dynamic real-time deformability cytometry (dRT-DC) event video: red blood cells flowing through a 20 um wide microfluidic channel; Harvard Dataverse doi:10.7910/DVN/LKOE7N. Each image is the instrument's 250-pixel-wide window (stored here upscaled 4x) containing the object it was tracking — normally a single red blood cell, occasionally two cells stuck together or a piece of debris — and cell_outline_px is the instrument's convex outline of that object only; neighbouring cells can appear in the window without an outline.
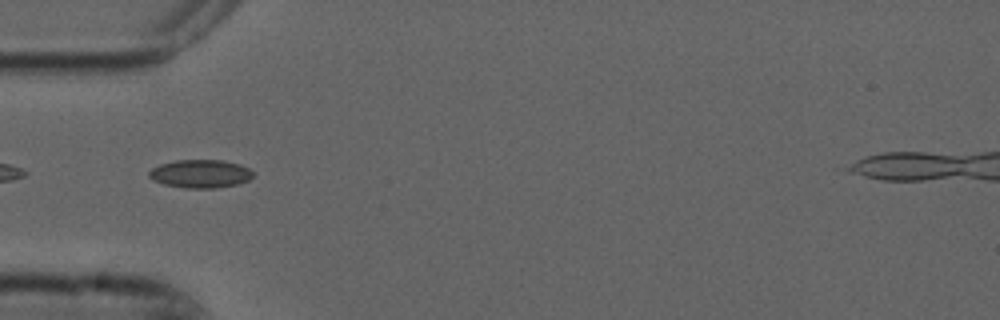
{"species": "common noctule bat (a hibernating species)", "species_latin": "Nyctalus noctula", "temperature_condition": "cold", "stored_images_in_passage": 10, "camera_frame_rate_fps": 3000, "um_per_image_px": 0.085, "animal": {"sex": "male", "forearm_length_mm": 52.5}, "frame": {"image": 1, "passage_image": 4, "time_ms": 1.0, "image_size_px": [1000, 320], "cell_outline_px": [[252, 176], [248, 180], [236, 184], [216, 188], [188, 188], [164, 184], [148, 176], [148, 172], [152, 168], [160, 164], [176, 160], [224, 160], [240, 164], [248, 168], [252, 172]], "centroid_in_image_um": [17.03, 14.76], "position_along_channel_um": 68.0, "area_um2": 16.94}}
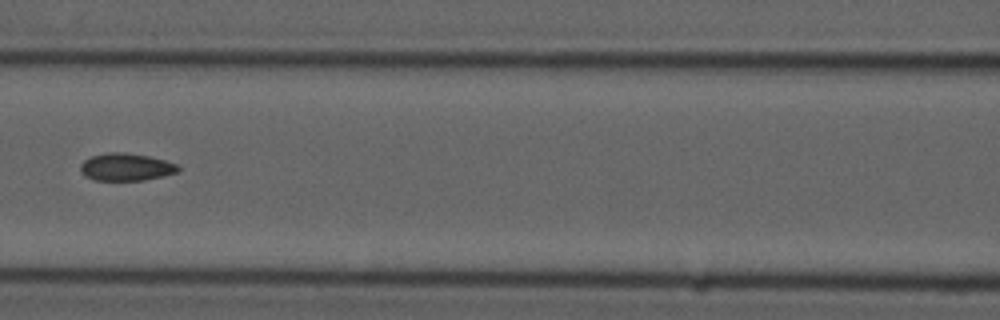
{"frame": {"image": 2, "passage_image": 6, "time_ms": 1.667, "image_size_px": [1000, 320], "cell_outline_px": [[180, 168], [176, 172], [144, 180], [96, 180], [84, 176], [80, 172], [80, 164], [84, 160], [92, 156], [108, 152], [124, 152], [148, 156], [164, 160], [176, 164]], "centroid_in_image_um": [10.66, 14.19], "position_along_channel_um": 155.9, "area_um2": 15.49}}
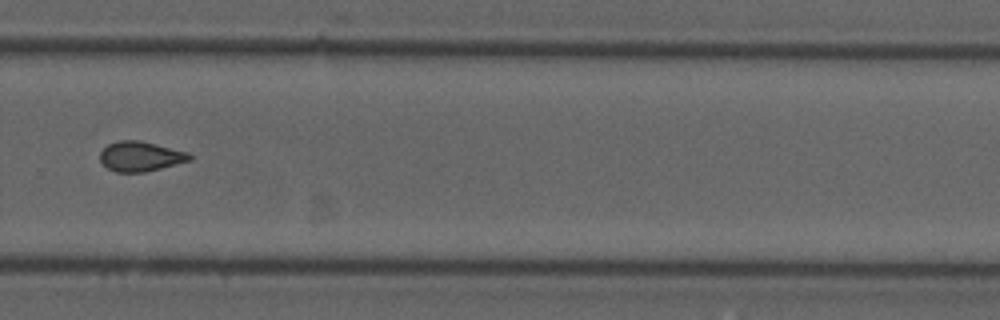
{"frame": {"image": 3, "passage_image": 10, "time_ms": 3.0, "image_size_px": [1000, 320], "cell_outline_px": [[192, 160], [144, 172], [116, 172], [108, 168], [100, 160], [100, 152], [108, 144], [120, 140], [140, 140], [188, 152], [192, 156]], "centroid_in_image_um": [11.94, 13.28], "position_along_channel_um": 317.9, "area_um2": 15.49}}